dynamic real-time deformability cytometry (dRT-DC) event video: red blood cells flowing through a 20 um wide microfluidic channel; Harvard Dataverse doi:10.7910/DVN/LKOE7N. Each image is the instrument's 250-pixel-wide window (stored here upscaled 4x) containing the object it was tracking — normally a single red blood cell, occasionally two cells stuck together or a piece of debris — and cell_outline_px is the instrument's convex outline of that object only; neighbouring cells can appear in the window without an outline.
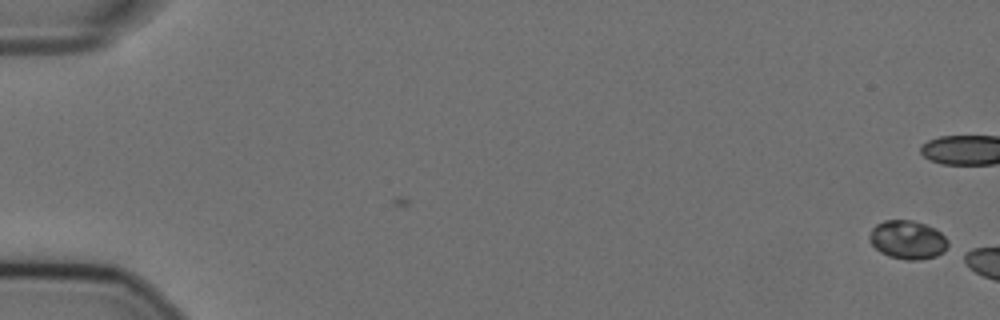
{"species": "Egyptian fruit bat (a non-hibernating species)", "species_latin": "Rousettus aegyptiacus", "temperature_condition": "cold", "stored_images_in_passage": 19, "camera_frame_rate_fps": 3000, "um_per_image_px": 0.085, "animal": {"sex": "female"}, "frame": {"image": 1, "passage_image": 19, "time_ms": 6.0, "image_size_px": [1000, 320], "cell_outline_px": [[948, 248], [944, 252], [936, 256], [920, 260], [908, 260], [888, 256], [880, 252], [868, 240], [868, 236], [872, 228], [876, 224], [884, 220], [912, 220], [936, 228], [948, 240]], "centroid_in_image_um": [77.15, 20.38], "position_along_channel_um": 7.9, "area_um2": 17.86}}